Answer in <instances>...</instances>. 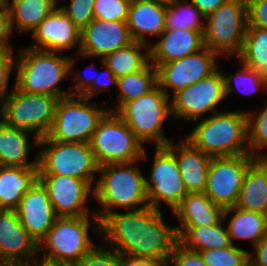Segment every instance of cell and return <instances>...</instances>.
<instances>
[{"mask_svg":"<svg viewBox=\"0 0 267 266\" xmlns=\"http://www.w3.org/2000/svg\"><path fill=\"white\" fill-rule=\"evenodd\" d=\"M253 248L255 256L249 252V263L252 266H267V236Z\"/></svg>","mask_w":267,"mask_h":266,"instance_id":"7dc6e473","label":"cell"},{"mask_svg":"<svg viewBox=\"0 0 267 266\" xmlns=\"http://www.w3.org/2000/svg\"><path fill=\"white\" fill-rule=\"evenodd\" d=\"M222 220L217 225L208 227H182L178 232L179 243L188 250L201 252L206 249L232 246L227 228Z\"/></svg>","mask_w":267,"mask_h":266,"instance_id":"f546056e","label":"cell"},{"mask_svg":"<svg viewBox=\"0 0 267 266\" xmlns=\"http://www.w3.org/2000/svg\"><path fill=\"white\" fill-rule=\"evenodd\" d=\"M102 60L114 76L120 78L142 70L150 62L149 45L133 41L107 54Z\"/></svg>","mask_w":267,"mask_h":266,"instance_id":"4dcf8cb0","label":"cell"},{"mask_svg":"<svg viewBox=\"0 0 267 266\" xmlns=\"http://www.w3.org/2000/svg\"><path fill=\"white\" fill-rule=\"evenodd\" d=\"M13 32L7 9L0 10V50L13 51L9 39Z\"/></svg>","mask_w":267,"mask_h":266,"instance_id":"f6af8a7d","label":"cell"},{"mask_svg":"<svg viewBox=\"0 0 267 266\" xmlns=\"http://www.w3.org/2000/svg\"><path fill=\"white\" fill-rule=\"evenodd\" d=\"M217 53L205 46L199 51L164 64H152L157 71V85L168 95L184 89L214 73L219 65Z\"/></svg>","mask_w":267,"mask_h":266,"instance_id":"9a60e30c","label":"cell"},{"mask_svg":"<svg viewBox=\"0 0 267 266\" xmlns=\"http://www.w3.org/2000/svg\"><path fill=\"white\" fill-rule=\"evenodd\" d=\"M59 98L29 94L15 86L0 104V119L6 125L33 133L34 145L50 131Z\"/></svg>","mask_w":267,"mask_h":266,"instance_id":"ba28073f","label":"cell"},{"mask_svg":"<svg viewBox=\"0 0 267 266\" xmlns=\"http://www.w3.org/2000/svg\"><path fill=\"white\" fill-rule=\"evenodd\" d=\"M38 175L69 176L88 181L95 187L99 166L90 143H72L39 139ZM94 183V184H93Z\"/></svg>","mask_w":267,"mask_h":266,"instance_id":"8992f818","label":"cell"},{"mask_svg":"<svg viewBox=\"0 0 267 266\" xmlns=\"http://www.w3.org/2000/svg\"><path fill=\"white\" fill-rule=\"evenodd\" d=\"M256 157L245 154L232 157H212L208 168L205 194L223 209L237 204L244 175Z\"/></svg>","mask_w":267,"mask_h":266,"instance_id":"4fadbf2b","label":"cell"},{"mask_svg":"<svg viewBox=\"0 0 267 266\" xmlns=\"http://www.w3.org/2000/svg\"><path fill=\"white\" fill-rule=\"evenodd\" d=\"M75 266H123V258L108 246L96 245Z\"/></svg>","mask_w":267,"mask_h":266,"instance_id":"f35d334b","label":"cell"},{"mask_svg":"<svg viewBox=\"0 0 267 266\" xmlns=\"http://www.w3.org/2000/svg\"><path fill=\"white\" fill-rule=\"evenodd\" d=\"M90 145L99 167L147 158L145 148L133 131L115 112L111 111H108L98 123Z\"/></svg>","mask_w":267,"mask_h":266,"instance_id":"9c48e42d","label":"cell"},{"mask_svg":"<svg viewBox=\"0 0 267 266\" xmlns=\"http://www.w3.org/2000/svg\"><path fill=\"white\" fill-rule=\"evenodd\" d=\"M265 84H266V90H267V72L264 74Z\"/></svg>","mask_w":267,"mask_h":266,"instance_id":"11a10c76","label":"cell"},{"mask_svg":"<svg viewBox=\"0 0 267 266\" xmlns=\"http://www.w3.org/2000/svg\"><path fill=\"white\" fill-rule=\"evenodd\" d=\"M166 6L145 0H132L127 18V26L133 41L147 45L146 36H157L166 29Z\"/></svg>","mask_w":267,"mask_h":266,"instance_id":"603a6c76","label":"cell"},{"mask_svg":"<svg viewBox=\"0 0 267 266\" xmlns=\"http://www.w3.org/2000/svg\"><path fill=\"white\" fill-rule=\"evenodd\" d=\"M200 120L185 137L195 148L211 157L250 154L247 111H222Z\"/></svg>","mask_w":267,"mask_h":266,"instance_id":"277c9868","label":"cell"},{"mask_svg":"<svg viewBox=\"0 0 267 266\" xmlns=\"http://www.w3.org/2000/svg\"><path fill=\"white\" fill-rule=\"evenodd\" d=\"M40 260V261H39ZM22 266H66L58 263H53L49 261H45L43 259H34L33 261L29 262L28 264Z\"/></svg>","mask_w":267,"mask_h":266,"instance_id":"f907efd6","label":"cell"},{"mask_svg":"<svg viewBox=\"0 0 267 266\" xmlns=\"http://www.w3.org/2000/svg\"><path fill=\"white\" fill-rule=\"evenodd\" d=\"M145 1H151L153 3H158L164 6L170 5L174 0H145Z\"/></svg>","mask_w":267,"mask_h":266,"instance_id":"816d5d0a","label":"cell"},{"mask_svg":"<svg viewBox=\"0 0 267 266\" xmlns=\"http://www.w3.org/2000/svg\"><path fill=\"white\" fill-rule=\"evenodd\" d=\"M172 263L173 266H207L199 252L188 250L180 243L175 247L167 266H171Z\"/></svg>","mask_w":267,"mask_h":266,"instance_id":"60d3db41","label":"cell"},{"mask_svg":"<svg viewBox=\"0 0 267 266\" xmlns=\"http://www.w3.org/2000/svg\"><path fill=\"white\" fill-rule=\"evenodd\" d=\"M95 0H70L69 5L59 6L82 31L94 18Z\"/></svg>","mask_w":267,"mask_h":266,"instance_id":"ab89813d","label":"cell"},{"mask_svg":"<svg viewBox=\"0 0 267 266\" xmlns=\"http://www.w3.org/2000/svg\"><path fill=\"white\" fill-rule=\"evenodd\" d=\"M230 213L234 214L226 228L232 244L235 239H243L250 240L254 247L267 236V215L234 206L224 209L223 220H226Z\"/></svg>","mask_w":267,"mask_h":266,"instance_id":"83f0119b","label":"cell"},{"mask_svg":"<svg viewBox=\"0 0 267 266\" xmlns=\"http://www.w3.org/2000/svg\"><path fill=\"white\" fill-rule=\"evenodd\" d=\"M28 132L11 127L0 120V166L38 167V155L28 163V155L32 145Z\"/></svg>","mask_w":267,"mask_h":266,"instance_id":"4316f807","label":"cell"},{"mask_svg":"<svg viewBox=\"0 0 267 266\" xmlns=\"http://www.w3.org/2000/svg\"><path fill=\"white\" fill-rule=\"evenodd\" d=\"M100 234L102 241L122 256L166 265L179 243L176 226L165 223L161 210L151 207L108 214L100 222Z\"/></svg>","mask_w":267,"mask_h":266,"instance_id":"6da1fadb","label":"cell"},{"mask_svg":"<svg viewBox=\"0 0 267 266\" xmlns=\"http://www.w3.org/2000/svg\"><path fill=\"white\" fill-rule=\"evenodd\" d=\"M235 207L267 215V162L262 158L248 166Z\"/></svg>","mask_w":267,"mask_h":266,"instance_id":"d4e9b609","label":"cell"},{"mask_svg":"<svg viewBox=\"0 0 267 266\" xmlns=\"http://www.w3.org/2000/svg\"><path fill=\"white\" fill-rule=\"evenodd\" d=\"M15 210L21 225L38 244L58 218L48 191L39 180L24 194Z\"/></svg>","mask_w":267,"mask_h":266,"instance_id":"ffe728a7","label":"cell"},{"mask_svg":"<svg viewBox=\"0 0 267 266\" xmlns=\"http://www.w3.org/2000/svg\"><path fill=\"white\" fill-rule=\"evenodd\" d=\"M248 117V146L250 155L261 158L260 149L267 150V104L257 113L247 112Z\"/></svg>","mask_w":267,"mask_h":266,"instance_id":"d590c367","label":"cell"},{"mask_svg":"<svg viewBox=\"0 0 267 266\" xmlns=\"http://www.w3.org/2000/svg\"><path fill=\"white\" fill-rule=\"evenodd\" d=\"M207 266H245L249 263V251L240 247L206 249L200 252Z\"/></svg>","mask_w":267,"mask_h":266,"instance_id":"8d00e7d4","label":"cell"},{"mask_svg":"<svg viewBox=\"0 0 267 266\" xmlns=\"http://www.w3.org/2000/svg\"><path fill=\"white\" fill-rule=\"evenodd\" d=\"M220 67L219 65L210 76L172 94L170 106L175 119L182 117L185 121L194 122L207 112H219L216 110L217 105L226 99L224 77Z\"/></svg>","mask_w":267,"mask_h":266,"instance_id":"7c38bea8","label":"cell"},{"mask_svg":"<svg viewBox=\"0 0 267 266\" xmlns=\"http://www.w3.org/2000/svg\"><path fill=\"white\" fill-rule=\"evenodd\" d=\"M40 256L38 243L21 225L14 209H0V266H22Z\"/></svg>","mask_w":267,"mask_h":266,"instance_id":"e0dca14e","label":"cell"},{"mask_svg":"<svg viewBox=\"0 0 267 266\" xmlns=\"http://www.w3.org/2000/svg\"><path fill=\"white\" fill-rule=\"evenodd\" d=\"M241 66V70L237 71L236 75L227 74L222 71L225 84V96L229 97L231 92L236 91L232 87L231 83H235L234 86L238 88L239 91L246 95L257 92L260 88L264 87L266 89L264 75L244 64L238 62ZM233 81V82H232Z\"/></svg>","mask_w":267,"mask_h":266,"instance_id":"e575fe53","label":"cell"},{"mask_svg":"<svg viewBox=\"0 0 267 266\" xmlns=\"http://www.w3.org/2000/svg\"><path fill=\"white\" fill-rule=\"evenodd\" d=\"M92 215H94L93 221L89 218ZM91 227L99 236L101 235L100 220L96 214L58 217L47 235L38 244V253L43 251V256L39 259L75 266L95 247V243L91 241L88 234Z\"/></svg>","mask_w":267,"mask_h":266,"instance_id":"5b68a950","label":"cell"},{"mask_svg":"<svg viewBox=\"0 0 267 266\" xmlns=\"http://www.w3.org/2000/svg\"><path fill=\"white\" fill-rule=\"evenodd\" d=\"M189 1V0H187ZM227 0H190L205 16L214 12Z\"/></svg>","mask_w":267,"mask_h":266,"instance_id":"c3c4849f","label":"cell"},{"mask_svg":"<svg viewBox=\"0 0 267 266\" xmlns=\"http://www.w3.org/2000/svg\"><path fill=\"white\" fill-rule=\"evenodd\" d=\"M238 61L261 74L267 72V31L247 27Z\"/></svg>","mask_w":267,"mask_h":266,"instance_id":"d6a6232c","label":"cell"},{"mask_svg":"<svg viewBox=\"0 0 267 266\" xmlns=\"http://www.w3.org/2000/svg\"><path fill=\"white\" fill-rule=\"evenodd\" d=\"M58 0H8L7 11L12 30L33 32L55 9ZM16 24V25H15Z\"/></svg>","mask_w":267,"mask_h":266,"instance_id":"f1b7e54d","label":"cell"},{"mask_svg":"<svg viewBox=\"0 0 267 266\" xmlns=\"http://www.w3.org/2000/svg\"><path fill=\"white\" fill-rule=\"evenodd\" d=\"M178 217V232L182 227H208L223 220L224 209L214 204L205 193H188L173 210Z\"/></svg>","mask_w":267,"mask_h":266,"instance_id":"cb8c5ba5","label":"cell"},{"mask_svg":"<svg viewBox=\"0 0 267 266\" xmlns=\"http://www.w3.org/2000/svg\"><path fill=\"white\" fill-rule=\"evenodd\" d=\"M104 71H99L96 79L93 81L92 87L82 96L84 98L91 99L95 95L102 93L103 91H109L108 87L110 84L117 86L118 78L114 76L112 71L104 64V61L101 59ZM107 79V80H106Z\"/></svg>","mask_w":267,"mask_h":266,"instance_id":"ee69618b","label":"cell"},{"mask_svg":"<svg viewBox=\"0 0 267 266\" xmlns=\"http://www.w3.org/2000/svg\"><path fill=\"white\" fill-rule=\"evenodd\" d=\"M38 180L47 189L49 199L58 217L95 214L89 213L90 209L85 205L91 191V194H94V188L88 181L56 175H38Z\"/></svg>","mask_w":267,"mask_h":266,"instance_id":"2e32d148","label":"cell"},{"mask_svg":"<svg viewBox=\"0 0 267 266\" xmlns=\"http://www.w3.org/2000/svg\"><path fill=\"white\" fill-rule=\"evenodd\" d=\"M133 42L126 21L93 19L81 31L80 51L77 56L100 57Z\"/></svg>","mask_w":267,"mask_h":266,"instance_id":"ac0fdd59","label":"cell"},{"mask_svg":"<svg viewBox=\"0 0 267 266\" xmlns=\"http://www.w3.org/2000/svg\"><path fill=\"white\" fill-rule=\"evenodd\" d=\"M176 157L181 179L188 193H204L211 156L195 148L188 140L166 146Z\"/></svg>","mask_w":267,"mask_h":266,"instance_id":"7402d4cb","label":"cell"},{"mask_svg":"<svg viewBox=\"0 0 267 266\" xmlns=\"http://www.w3.org/2000/svg\"><path fill=\"white\" fill-rule=\"evenodd\" d=\"M114 163L99 167L100 177L95 181L94 198L101 205L95 214L100 222L116 209L126 211L149 207L145 175L136 163Z\"/></svg>","mask_w":267,"mask_h":266,"instance_id":"7a4b0ae2","label":"cell"},{"mask_svg":"<svg viewBox=\"0 0 267 266\" xmlns=\"http://www.w3.org/2000/svg\"><path fill=\"white\" fill-rule=\"evenodd\" d=\"M247 25V0H227L206 16L203 44L219 56H238Z\"/></svg>","mask_w":267,"mask_h":266,"instance_id":"8fae6325","label":"cell"},{"mask_svg":"<svg viewBox=\"0 0 267 266\" xmlns=\"http://www.w3.org/2000/svg\"><path fill=\"white\" fill-rule=\"evenodd\" d=\"M149 180L145 178L149 207L160 210L161 202L173 211L188 194L175 155L166 147H156Z\"/></svg>","mask_w":267,"mask_h":266,"instance_id":"5bb4252c","label":"cell"},{"mask_svg":"<svg viewBox=\"0 0 267 266\" xmlns=\"http://www.w3.org/2000/svg\"><path fill=\"white\" fill-rule=\"evenodd\" d=\"M132 0H95L94 18L104 21H127Z\"/></svg>","mask_w":267,"mask_h":266,"instance_id":"74e56055","label":"cell"},{"mask_svg":"<svg viewBox=\"0 0 267 266\" xmlns=\"http://www.w3.org/2000/svg\"><path fill=\"white\" fill-rule=\"evenodd\" d=\"M170 96L158 85L136 100L124 103L116 114L129 126L137 139L143 143L155 142L156 147L167 146L163 134L165 119L171 114Z\"/></svg>","mask_w":267,"mask_h":266,"instance_id":"52a82bcc","label":"cell"},{"mask_svg":"<svg viewBox=\"0 0 267 266\" xmlns=\"http://www.w3.org/2000/svg\"><path fill=\"white\" fill-rule=\"evenodd\" d=\"M7 1L8 0H0V10L7 8Z\"/></svg>","mask_w":267,"mask_h":266,"instance_id":"f5cc1de1","label":"cell"},{"mask_svg":"<svg viewBox=\"0 0 267 266\" xmlns=\"http://www.w3.org/2000/svg\"><path fill=\"white\" fill-rule=\"evenodd\" d=\"M109 111L98 108L97 102L82 96L58 100L53 125L46 135L49 140L72 143H90L98 123Z\"/></svg>","mask_w":267,"mask_h":266,"instance_id":"30bf717a","label":"cell"},{"mask_svg":"<svg viewBox=\"0 0 267 266\" xmlns=\"http://www.w3.org/2000/svg\"><path fill=\"white\" fill-rule=\"evenodd\" d=\"M17 53L14 86L19 91L54 96L59 99L72 96L71 90L63 91L58 84L70 75L71 71L74 75L75 57L29 47Z\"/></svg>","mask_w":267,"mask_h":266,"instance_id":"3957f363","label":"cell"},{"mask_svg":"<svg viewBox=\"0 0 267 266\" xmlns=\"http://www.w3.org/2000/svg\"><path fill=\"white\" fill-rule=\"evenodd\" d=\"M123 266H167L165 263L145 258H132L128 256H122Z\"/></svg>","mask_w":267,"mask_h":266,"instance_id":"681fc988","label":"cell"},{"mask_svg":"<svg viewBox=\"0 0 267 266\" xmlns=\"http://www.w3.org/2000/svg\"><path fill=\"white\" fill-rule=\"evenodd\" d=\"M96 73L97 74L93 76H90L89 74L86 75L87 73H85V70L83 75L81 71L75 73L76 75L72 76L73 81H75L74 85L72 86L73 88L70 87V90L72 91V96H83L92 87L93 81L96 79L99 71Z\"/></svg>","mask_w":267,"mask_h":266,"instance_id":"bcb514c9","label":"cell"},{"mask_svg":"<svg viewBox=\"0 0 267 266\" xmlns=\"http://www.w3.org/2000/svg\"><path fill=\"white\" fill-rule=\"evenodd\" d=\"M35 43L29 48L46 52L61 53L78 44L80 51L81 30L58 6L31 33Z\"/></svg>","mask_w":267,"mask_h":266,"instance_id":"d6986e66","label":"cell"},{"mask_svg":"<svg viewBox=\"0 0 267 266\" xmlns=\"http://www.w3.org/2000/svg\"><path fill=\"white\" fill-rule=\"evenodd\" d=\"M157 85L156 67L150 62L140 71L127 74L118 78L117 87L120 94L117 95V109L111 108L109 111L116 112L124 103L133 101L148 93Z\"/></svg>","mask_w":267,"mask_h":266,"instance_id":"1f68e13d","label":"cell"},{"mask_svg":"<svg viewBox=\"0 0 267 266\" xmlns=\"http://www.w3.org/2000/svg\"><path fill=\"white\" fill-rule=\"evenodd\" d=\"M264 161H266L267 162V154L266 153H262V157H261Z\"/></svg>","mask_w":267,"mask_h":266,"instance_id":"db71d44e","label":"cell"},{"mask_svg":"<svg viewBox=\"0 0 267 266\" xmlns=\"http://www.w3.org/2000/svg\"><path fill=\"white\" fill-rule=\"evenodd\" d=\"M187 3V0H174L166 6V29H205L203 21L206 20V16L193 3Z\"/></svg>","mask_w":267,"mask_h":266,"instance_id":"836d02e7","label":"cell"},{"mask_svg":"<svg viewBox=\"0 0 267 266\" xmlns=\"http://www.w3.org/2000/svg\"><path fill=\"white\" fill-rule=\"evenodd\" d=\"M13 51L0 50V99L1 102L10 94L8 84L12 70H15L16 61H14Z\"/></svg>","mask_w":267,"mask_h":266,"instance_id":"7bdbcfd3","label":"cell"},{"mask_svg":"<svg viewBox=\"0 0 267 266\" xmlns=\"http://www.w3.org/2000/svg\"><path fill=\"white\" fill-rule=\"evenodd\" d=\"M247 27H258L267 31V0H247Z\"/></svg>","mask_w":267,"mask_h":266,"instance_id":"b9f144b4","label":"cell"},{"mask_svg":"<svg viewBox=\"0 0 267 266\" xmlns=\"http://www.w3.org/2000/svg\"><path fill=\"white\" fill-rule=\"evenodd\" d=\"M204 30L165 29L160 39L149 45L151 64H164L189 56L204 47Z\"/></svg>","mask_w":267,"mask_h":266,"instance_id":"44dd1931","label":"cell"},{"mask_svg":"<svg viewBox=\"0 0 267 266\" xmlns=\"http://www.w3.org/2000/svg\"><path fill=\"white\" fill-rule=\"evenodd\" d=\"M38 180V167L0 166V209H16Z\"/></svg>","mask_w":267,"mask_h":266,"instance_id":"484cf974","label":"cell"}]
</instances>
